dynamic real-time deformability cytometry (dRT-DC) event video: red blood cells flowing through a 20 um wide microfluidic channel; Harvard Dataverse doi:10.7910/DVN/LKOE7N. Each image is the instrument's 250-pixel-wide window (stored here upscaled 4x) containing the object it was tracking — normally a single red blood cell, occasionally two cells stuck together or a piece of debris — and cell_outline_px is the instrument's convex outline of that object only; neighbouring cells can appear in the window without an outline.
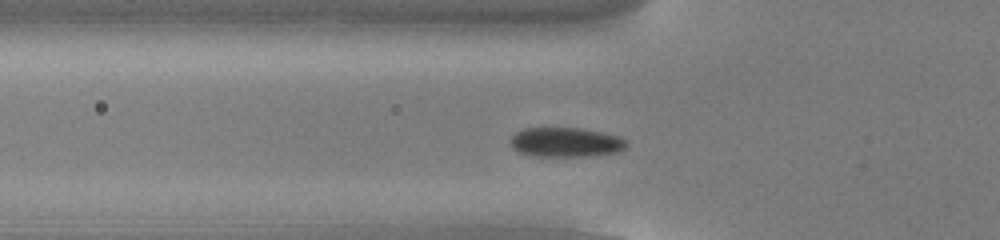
{"species": "common noctule bat (a hibernating species)", "species_latin": "Nyctalus noctula", "temperature_condition": "cold", "stored_images_in_passage": 45, "camera_frame_rate_fps": 3000, "um_per_image_px": 0.085, "animal": {"sex": "male", "body_mass_g": 13.0, "forearm_length_mm": 53.1}, "frame": {"image": 1, "passage_image": 10, "time_ms": 3.0, "image_size_px": [1000, 240], "cell_outline_px": [[628, 144], [620, 152], [592, 156], [532, 156], [520, 152], [512, 148], [512, 136], [516, 132], [524, 128], [580, 128], [620, 136], [628, 140]], "centroid_in_image_um": [48.14, 12.1], "position_along_channel_um": 77.7, "area_um2": 20.06}}
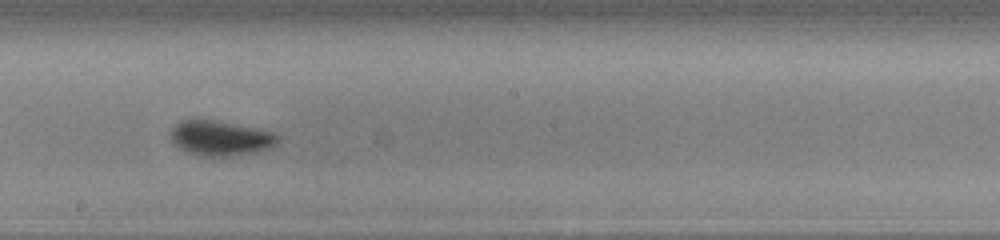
{"frame": {"image": 2, "passage_image": 22, "time_ms": 7.0, "image_size_px": [1000, 240], "cell_outline_px": [[280, 140], [272, 148], [256, 152], [228, 156], [196, 156], [180, 148], [168, 136], [168, 132], [180, 120], [192, 116], [256, 128], [276, 132], [280, 136]], "centroid_in_image_um": [18.71, 11.71], "position_along_channel_um": 229.5, "area_um2": 22.54}}
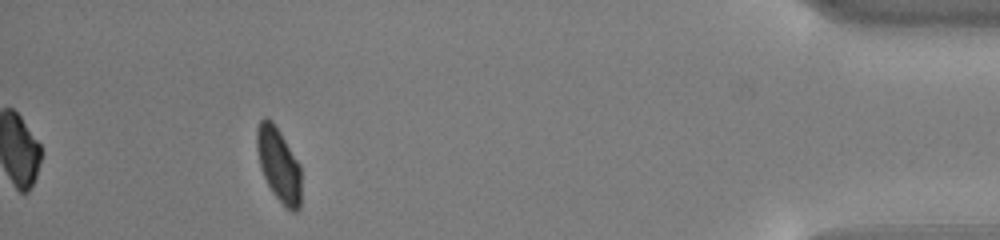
{"frame": {"image": 3, "passage_image": 41, "time_ms": 13.333, "image_size_px": [1000, 240], "cell_outline_px": [[300, 208], [296, 212], [292, 212], [272, 192], [260, 168], [256, 148], [256, 132], [260, 120], [264, 116], [272, 120], [280, 132], [300, 164]], "centroid_in_image_um": [23.67, 13.96], "position_along_channel_um": 411.5, "area_um2": 19.02}, "authors_computed_cell_mechanics": {"area_um2": 20.4034, "velocity_mm_per_s": 3.7909, "shape_relaxation_time_tau1_ms": 1.7215, "shape_relaxation_time_tau2_ms": null, "deformation_change_tau1": 0.0794, "deformation_change_tau2": null}}